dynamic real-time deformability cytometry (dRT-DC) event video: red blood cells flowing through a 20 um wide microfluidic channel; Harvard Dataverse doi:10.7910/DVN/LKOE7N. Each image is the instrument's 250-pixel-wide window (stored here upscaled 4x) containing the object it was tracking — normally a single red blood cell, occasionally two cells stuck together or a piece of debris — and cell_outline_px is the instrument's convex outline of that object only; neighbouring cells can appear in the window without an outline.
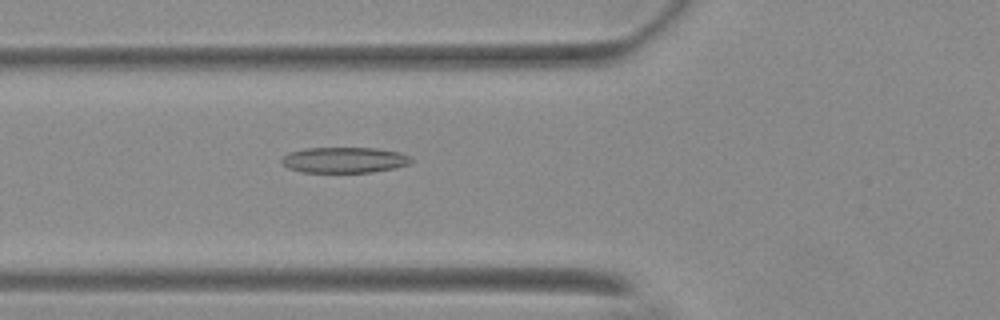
{"species": "Egyptian fruit bat (a non-hibernating species)", "species_latin": "Rousettus aegyptiacus", "temperature_condition": "warm", "stored_images_in_passage": 57, "camera_frame_rate_fps": 3000, "um_per_image_px": 0.085, "animal": {"sex": "female"}, "frame": {"image": 1, "passage_image": 22, "time_ms": 7.0, "image_size_px": [1000, 320], "cell_outline_px": [[400, 164], [388, 168], [364, 172], [312, 172], [296, 168], [296, 152], [320, 148], [364, 148], [392, 152], [400, 156]], "centroid_in_image_um": [29.36, 13.6], "position_along_channel_um": 96.4, "area_um2": 15.84}}
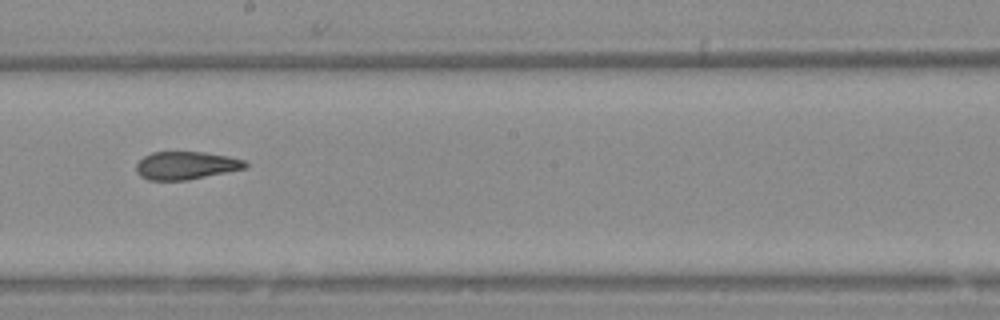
{"frame": {"image": 2, "passage_image": 33, "time_ms": 10.667, "image_size_px": [1000, 320], "cell_outline_px": [[244, 164], [240, 168], [180, 180], [156, 180], [144, 176], [140, 172], [140, 160], [156, 152], [196, 152], [220, 156], [240, 160]], "centroid_in_image_um": [15.72, 14.05], "position_along_channel_um": 232.5, "area_um2": 15.72}}
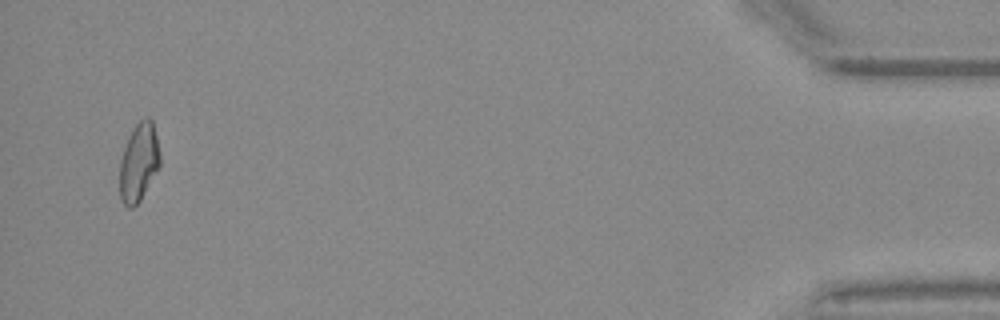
{"frame": {"image": 3, "passage_image": 55, "time_ms": 18.0, "image_size_px": [1000, 320], "cell_outline_px": [[156, 168], [136, 204], [132, 204], [124, 200], [120, 192], [120, 172], [124, 152], [136, 128], [140, 124], [152, 124], [156, 140]], "centroid_in_image_um": [11.75, 13.88], "position_along_channel_um": 423.5, "area_um2": 15.09}, "authors_computed_cell_mechanics": {"area_um2": 15.3748, "velocity_mm_per_s": 3.6982, "shape_relaxation_time_tau1_ms": null, "shape_relaxation_time_tau2_ms": 2.6501, "deformation_change_tau1": null, "deformation_change_tau2": 0.104}}